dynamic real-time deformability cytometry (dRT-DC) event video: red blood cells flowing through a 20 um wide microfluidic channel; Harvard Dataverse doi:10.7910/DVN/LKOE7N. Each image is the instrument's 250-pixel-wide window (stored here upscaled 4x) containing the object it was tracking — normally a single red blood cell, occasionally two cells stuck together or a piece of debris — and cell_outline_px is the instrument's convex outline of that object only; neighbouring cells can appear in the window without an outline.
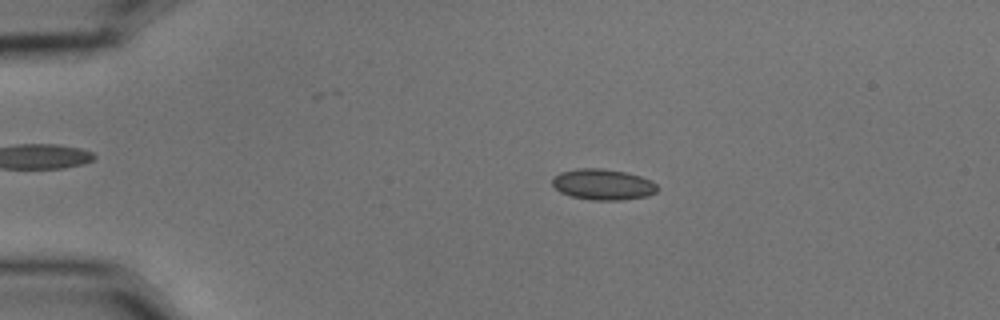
{"species": "common noctule bat (a hibernating species)", "species_latin": "Nyctalus noctula", "temperature_condition": "cold", "stored_images_in_passage": 9, "camera_frame_rate_fps": 3000, "um_per_image_px": 0.085, "animal": {"sex": "male", "body_mass_g": 15.6}, "frame": {"image": 1, "passage_image": 3, "time_ms": 0.667, "image_size_px": [1000, 320], "cell_outline_px": [[656, 192], [648, 196], [620, 200], [592, 200], [572, 196], [560, 192], [552, 184], [552, 180], [560, 172], [580, 168], [600, 168], [624, 172], [640, 176], [652, 180], [656, 184]], "centroid_in_image_um": [51.26, 15.68], "position_along_channel_um": 33.7, "area_um2": 18.73}}
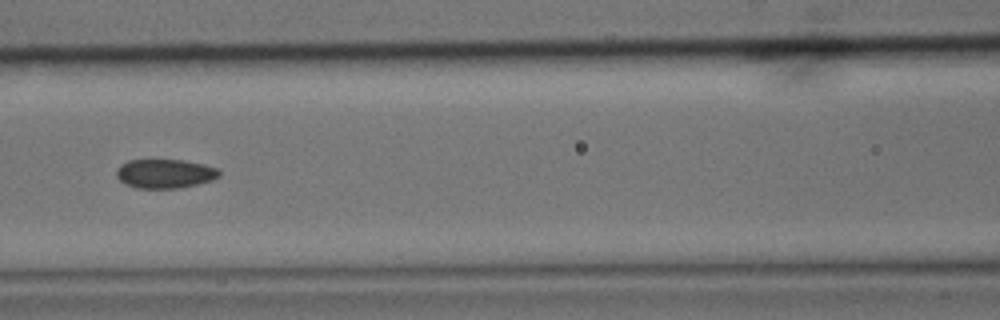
{"frame": {"image": 2, "passage_image": 7, "time_ms": 2.0, "image_size_px": [1000, 320], "cell_outline_px": [[220, 176], [212, 180], [180, 188], [136, 188], [124, 184], [116, 176], [116, 172], [120, 164], [128, 160], [184, 160], [204, 164], [216, 168], [220, 172]], "centroid_in_image_um": [14.0, 14.76], "position_along_channel_um": 152.6, "area_um2": 17.46}}